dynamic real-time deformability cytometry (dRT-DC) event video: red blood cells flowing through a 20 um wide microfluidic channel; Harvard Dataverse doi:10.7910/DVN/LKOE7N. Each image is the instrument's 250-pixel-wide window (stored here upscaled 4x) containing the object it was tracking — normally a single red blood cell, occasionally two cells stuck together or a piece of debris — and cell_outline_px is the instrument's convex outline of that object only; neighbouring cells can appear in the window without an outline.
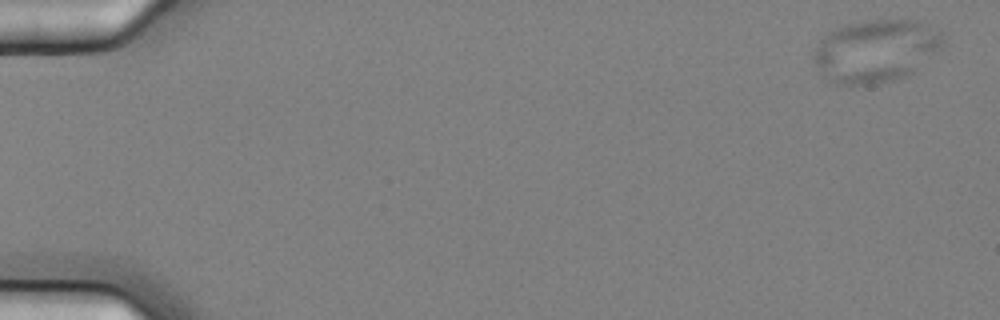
{"species": "common noctule bat (a hibernating species)", "species_latin": "Nyctalus noctula", "temperature_condition": "cold", "stored_images_in_passage": 7, "camera_frame_rate_fps": 3000, "um_per_image_px": 0.085, "animal": {"sex": "female", "body_mass_g": 25.1}, "frame": {"image": 1, "passage_image": 2, "time_ms": 0.333, "image_size_px": [1000, 320], "cell_outline_px": [[944, 40], [912, 72], [904, 76], [892, 80], [872, 84], [832, 84], [812, 64], [812, 52], [816, 44], [828, 32], [848, 24], [860, 20], [916, 20], [940, 32], [944, 36]], "centroid_in_image_um": [74.31, 4.32], "position_along_channel_um": 10.7, "area_um2": 46.59}}